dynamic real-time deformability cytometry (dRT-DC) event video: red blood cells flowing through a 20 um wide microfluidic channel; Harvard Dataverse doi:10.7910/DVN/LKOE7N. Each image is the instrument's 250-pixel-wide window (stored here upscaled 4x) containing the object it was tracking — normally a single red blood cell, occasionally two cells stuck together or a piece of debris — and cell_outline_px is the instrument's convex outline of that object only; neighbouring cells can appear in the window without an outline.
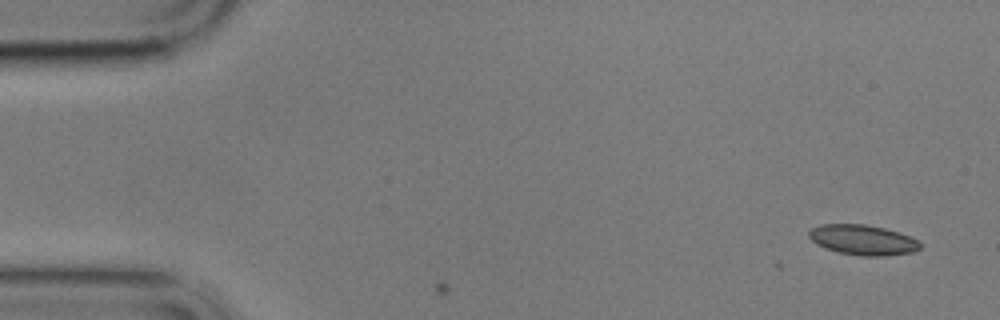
{"species": "common noctule bat (a hibernating species)", "species_latin": "Nyctalus noctula", "temperature_condition": "cold", "stored_images_in_passage": 5, "camera_frame_rate_fps": 3000, "um_per_image_px": 0.085, "animal": {"sex": "male", "body_mass_g": 17.9}, "frame": {"image": 1, "passage_image": 1, "time_ms": 0.0, "image_size_px": [1000, 320], "cell_outline_px": [[920, 248], [912, 252], [884, 256], [860, 256], [836, 252], [816, 244], [808, 236], [808, 232], [812, 228], [820, 224], [864, 224], [884, 228], [900, 232], [916, 240], [920, 244]], "centroid_in_image_um": [73.3, 20.39], "position_along_channel_um": 11.7, "area_um2": 19.54}}
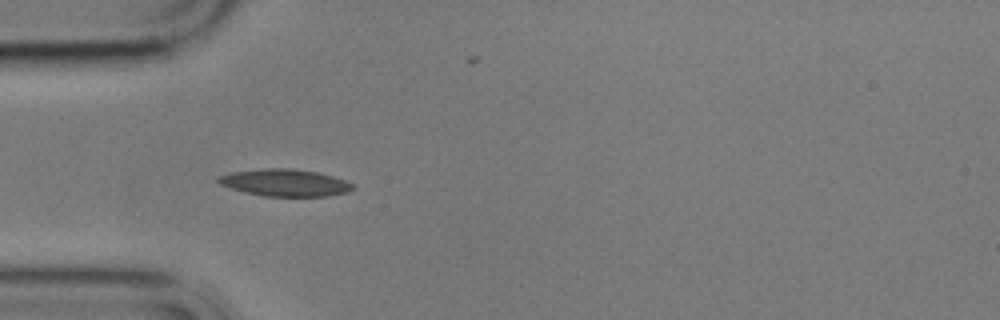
{"frame": {"image": 2, "passage_image": 5, "time_ms": 4.667, "image_size_px": [1000, 320], "cell_outline_px": [[356, 188], [348, 192], [328, 196], [264, 196], [244, 192], [220, 184], [216, 180], [216, 176], [232, 172], [260, 168], [288, 168], [316, 172], [332, 176], [344, 180], [352, 184]], "centroid_in_image_um": [24.2, 15.53], "position_along_channel_um": 60.8, "area_um2": 21.21}}